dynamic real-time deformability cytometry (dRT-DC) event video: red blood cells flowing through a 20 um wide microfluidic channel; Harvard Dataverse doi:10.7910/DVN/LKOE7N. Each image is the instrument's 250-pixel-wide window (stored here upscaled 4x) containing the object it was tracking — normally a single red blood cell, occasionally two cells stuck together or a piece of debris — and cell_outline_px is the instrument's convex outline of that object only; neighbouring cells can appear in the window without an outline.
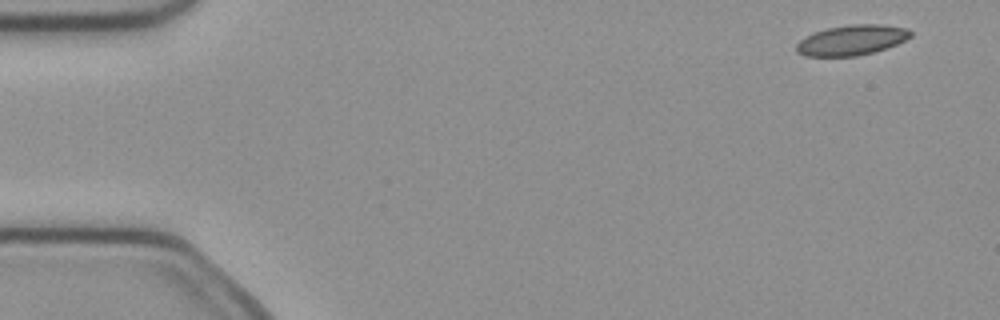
{"species": "common noctule bat (a hibernating species)", "species_latin": "Nyctalus noctula", "temperature_condition": "cold", "stored_images_in_passage": 4, "camera_frame_rate_fps": 3000, "um_per_image_px": 0.085, "animal": {"sex": "female", "body_mass_g": 21.9}, "frame": {"image": 1, "passage_image": 1, "time_ms": 0.0, "image_size_px": [1000, 320], "cell_outline_px": [[912, 36], [896, 44], [872, 52], [856, 56], [804, 56], [796, 52], [796, 44], [804, 36], [828, 28], [852, 24], [884, 24], [908, 28], [912, 32]], "centroid_in_image_um": [72.39, 3.4], "position_along_channel_um": 12.6, "area_um2": 20.06}}
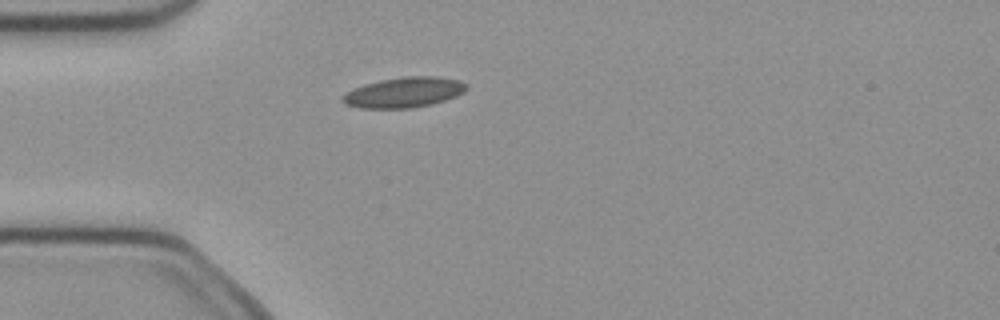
{"frame": {"image": 2, "passage_image": 4, "time_ms": 1.0, "image_size_px": [1000, 320], "cell_outline_px": [[468, 88], [464, 92], [456, 96], [432, 104], [412, 108], [360, 108], [344, 104], [340, 100], [348, 92], [364, 84], [380, 80], [404, 76], [436, 76], [460, 80], [468, 84]], "centroid_in_image_um": [34.38, 7.85], "position_along_channel_um": 50.6, "area_um2": 21.91}}